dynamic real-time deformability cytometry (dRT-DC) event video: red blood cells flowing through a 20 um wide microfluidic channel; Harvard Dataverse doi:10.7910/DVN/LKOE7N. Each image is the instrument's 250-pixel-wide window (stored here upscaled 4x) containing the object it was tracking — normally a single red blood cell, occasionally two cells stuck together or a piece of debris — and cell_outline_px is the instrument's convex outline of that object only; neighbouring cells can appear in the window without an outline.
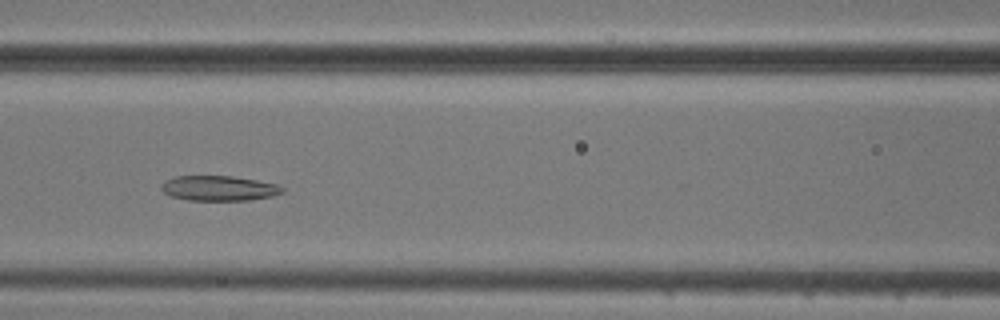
{"species": "common noctule bat (a hibernating species)", "species_latin": "Nyctalus noctula", "temperature_condition": "cold", "stored_images_in_passage": 13, "camera_frame_rate_fps": 3000, "um_per_image_px": 0.085, "animal": {"sex": "male", "body_mass_g": 20.5, "forearm_length_mm": 52.5}, "frame": {"image": 1, "passage_image": 6, "time_ms": 6.667, "image_size_px": [1000, 320], "cell_outline_px": [[284, 192], [272, 196], [248, 200], [188, 200], [172, 196], [164, 192], [160, 188], [160, 184], [164, 180], [176, 176], [232, 176], [256, 180], [276, 184], [284, 188]], "centroid_in_image_um": [18.58, 15.99], "position_along_channel_um": 148.0, "area_um2": 17.63}}
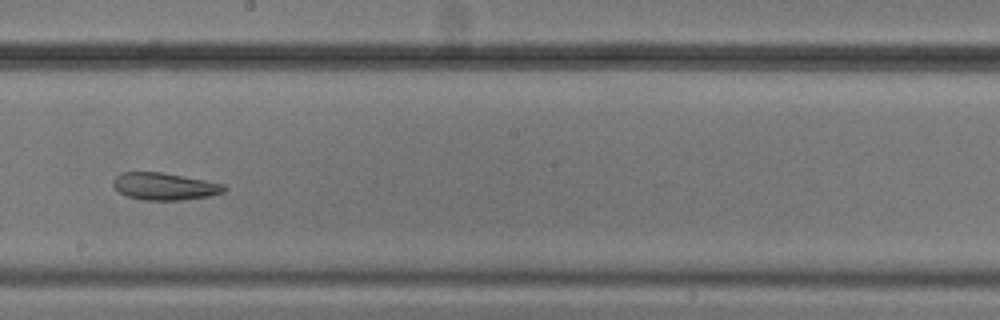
{"frame": {"image": 2, "passage_image": 8, "time_ms": 9.0, "image_size_px": [1000, 320], "cell_outline_px": [[228, 188], [224, 192], [208, 196], [180, 200], [144, 200], [128, 196], [120, 192], [112, 184], [112, 180], [120, 172], [160, 172], [204, 180], [224, 184]], "centroid_in_image_um": [13.98, 15.84], "position_along_channel_um": 234.2, "area_um2": 17.46}}
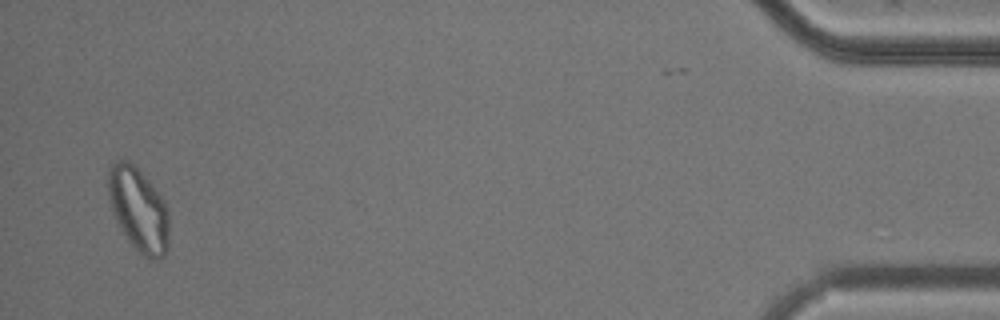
{"frame": {"image": 3, "passage_image": 13, "time_ms": 16.333, "image_size_px": [1000, 320], "cell_outline_px": [[168, 244], [164, 256], [160, 260], [152, 260], [144, 256], [128, 240], [120, 228], [112, 212], [108, 196], [108, 168], [112, 160], [128, 160], [148, 180], [164, 200], [168, 208]], "centroid_in_image_um": [11.76, 17.8], "position_along_channel_um": 423.4, "area_um2": 29.77}, "authors_computed_cell_mechanics": {"area_um2": 21.2126, "velocity_mm_per_s": 3.7037, "shape_relaxation_time_tau1_ms": null, "shape_relaxation_time_tau2_ms": 4.3077, "deformation_change_tau1": null, "deformation_change_tau2": 0.1142}}